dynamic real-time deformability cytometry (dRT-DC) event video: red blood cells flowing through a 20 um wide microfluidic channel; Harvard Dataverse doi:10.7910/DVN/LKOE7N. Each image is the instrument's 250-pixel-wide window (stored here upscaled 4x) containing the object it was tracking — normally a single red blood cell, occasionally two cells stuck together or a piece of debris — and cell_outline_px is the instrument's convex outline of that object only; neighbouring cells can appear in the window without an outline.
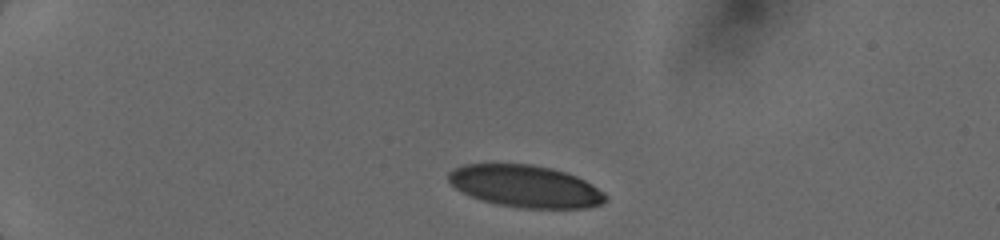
{"species": "human", "species_latin": "Homo sapiens", "temperature_condition": "cold", "stored_images_in_passage": 17, "camera_frame_rate_fps": 3000, "um_per_image_px": 0.085, "donor": {"sex": "female"}, "frame": {"image": 1, "passage_image": 1, "time_ms": 0.0, "image_size_px": [1000, 240], "cell_outline_px": [[608, 200], [600, 204], [588, 208], [520, 208], [496, 204], [480, 200], [456, 188], [448, 180], [448, 172], [452, 168], [464, 164], [532, 164], [552, 168], [576, 176], [592, 184], [604, 192], [608, 196]], "centroid_in_image_um": [44.67, 15.83], "position_along_channel_um": 40.3, "area_um2": 38.67}}
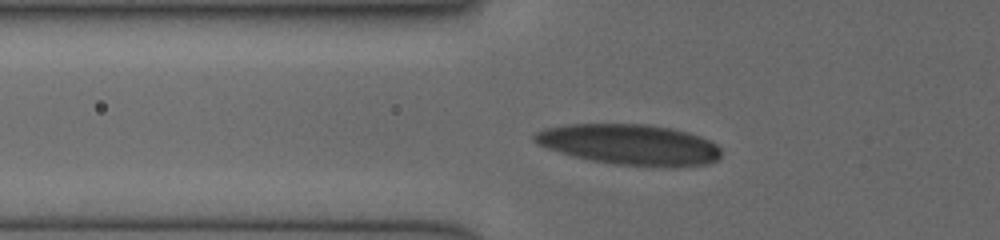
{"frame": {"image": 2, "passage_image": 12, "time_ms": 2.333, "image_size_px": [1000, 240], "cell_outline_px": [[720, 156], [716, 160], [708, 164], [664, 168], [616, 164], [592, 160], [572, 156], [536, 144], [532, 140], [532, 136], [536, 132], [544, 128], [568, 124], [644, 124], [672, 128], [688, 132], [700, 136], [716, 144], [720, 148]], "centroid_in_image_um": [53.51, 12.29], "position_along_channel_um": 72.3, "area_um2": 44.45}}
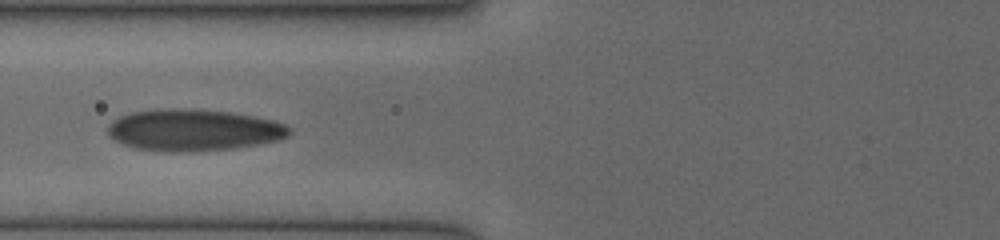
{"frame": {"image": 3, "passage_image": 16, "time_ms": 3.333, "image_size_px": [1000, 240], "cell_outline_px": [[292, 132], [288, 136], [280, 140], [260, 144], [236, 148], [192, 152], [160, 152], [136, 148], [124, 144], [108, 136], [108, 124], [112, 120], [120, 116], [132, 112], [160, 108], [196, 108], [232, 112], [276, 120], [292, 128]], "centroid_in_image_um": [16.48, 11.05], "position_along_channel_um": 109.3, "area_um2": 44.97}}